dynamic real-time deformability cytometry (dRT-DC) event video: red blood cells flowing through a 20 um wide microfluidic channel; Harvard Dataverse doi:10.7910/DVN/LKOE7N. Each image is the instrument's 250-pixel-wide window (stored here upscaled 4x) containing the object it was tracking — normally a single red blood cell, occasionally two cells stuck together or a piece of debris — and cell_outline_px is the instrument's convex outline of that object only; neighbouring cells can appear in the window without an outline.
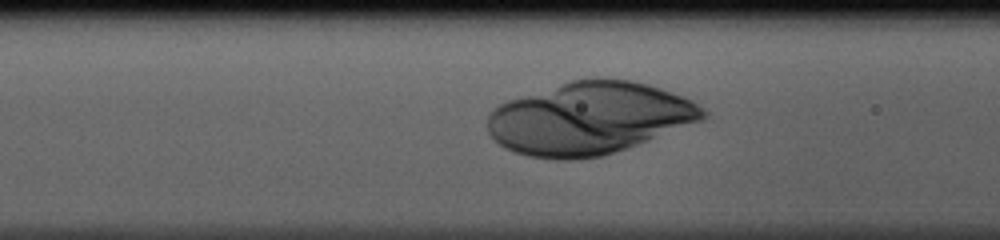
{"species": "human", "species_latin": "Homo sapiens", "temperature_condition": "cold", "stored_images_in_passage": 36, "camera_frame_rate_fps": 3000, "um_per_image_px": 0.085, "donor": {"sex": "male"}, "frame": {"image": 1, "passage_image": 14, "time_ms": 4.333, "image_size_px": [1000, 240], "cell_outline_px": [[708, 116], [704, 120], [648, 140], [600, 156], [576, 160], [556, 160], [528, 156], [504, 148], [488, 132], [488, 116], [492, 108], [508, 100], [572, 80], [592, 76], [600, 76], [632, 80], [648, 84], [684, 96], [692, 100], [708, 112]], "centroid_in_image_um": [50.11, 10.03], "position_along_channel_um": 116.5, "area_um2": 90.98}}
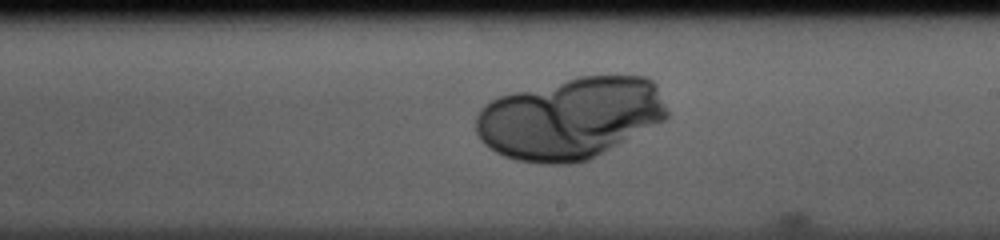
{"frame": {"image": 2, "passage_image": 23, "time_ms": 7.333, "image_size_px": [1000, 240], "cell_outline_px": [[668, 116], [664, 120], [596, 156], [588, 160], [572, 164], [544, 164], [516, 160], [504, 156], [496, 152], [484, 144], [480, 140], [476, 132], [476, 116], [480, 108], [484, 104], [500, 96], [512, 92], [580, 76], [648, 76], [656, 84], [668, 112]], "centroid_in_image_um": [48.45, 10.05], "position_along_channel_um": 240.5, "area_um2": 90.75}}
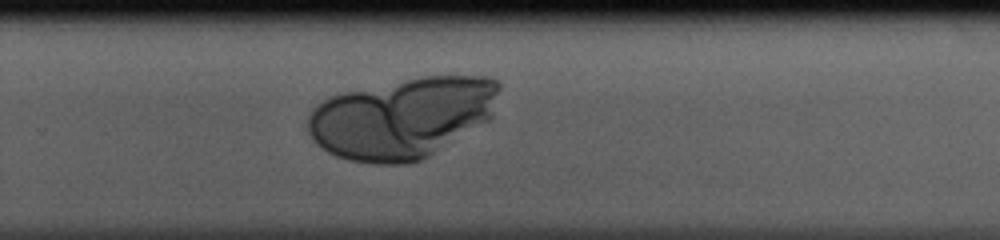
{"frame": {"image": 3, "passage_image": 27, "time_ms": 8.667, "image_size_px": [1000, 240], "cell_outline_px": [[500, 88], [492, 116], [488, 120], [428, 156], [420, 160], [408, 164], [376, 164], [348, 160], [336, 156], [328, 152], [316, 144], [312, 140], [308, 132], [308, 116], [324, 100], [332, 96], [344, 92], [424, 76], [492, 76], [500, 80]], "centroid_in_image_um": [34.22, 10.02], "position_along_channel_um": 295.6, "area_um2": 89.76}}